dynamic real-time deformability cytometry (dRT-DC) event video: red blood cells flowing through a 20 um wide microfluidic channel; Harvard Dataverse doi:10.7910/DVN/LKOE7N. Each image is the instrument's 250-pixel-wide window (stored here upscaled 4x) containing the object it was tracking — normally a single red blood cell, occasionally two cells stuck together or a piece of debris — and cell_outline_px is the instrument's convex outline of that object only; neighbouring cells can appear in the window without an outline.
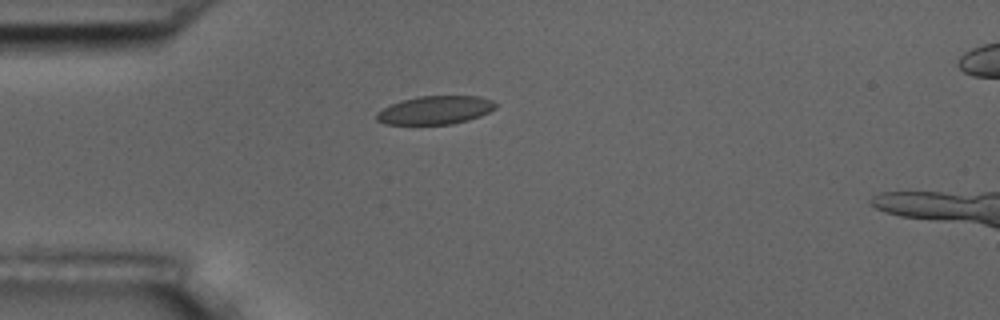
{"species": "common noctule bat (a hibernating species)", "species_latin": "Nyctalus noctula", "temperature_condition": "room temperature", "stored_images_in_passage": 35, "camera_frame_rate_fps": 3000, "um_per_image_px": 0.085, "animal": {"sex": "male", "body_mass_g": 17.5, "forearm_length_mm": 52.3}, "frame": {"image": 1, "passage_image": 1, "time_ms": 0.0, "image_size_px": [1000, 320], "cell_outline_px": [[496, 108], [480, 116], [468, 120], [452, 124], [384, 124], [376, 120], [376, 112], [392, 104], [404, 100], [420, 96], [480, 96], [492, 100], [496, 104]], "centroid_in_image_um": [37.01, 9.36], "position_along_channel_um": 48.0, "area_um2": 19.54}}
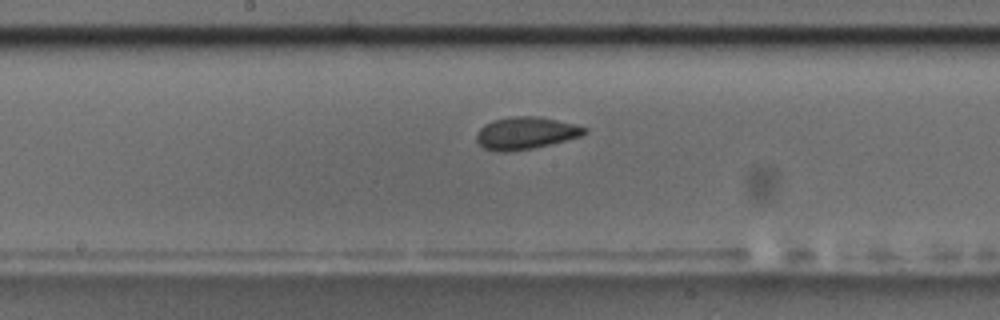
{"frame": {"image": 2, "passage_image": 15, "time_ms": 4.667, "image_size_px": [1000, 320], "cell_outline_px": [[588, 132], [580, 136], [532, 148], [504, 152], [492, 152], [484, 148], [476, 140], [476, 132], [484, 124], [492, 120], [512, 116], [536, 116], [556, 120], [588, 128]], "centroid_in_image_um": [44.62, 11.31], "position_along_channel_um": 203.6, "area_um2": 20.17}}
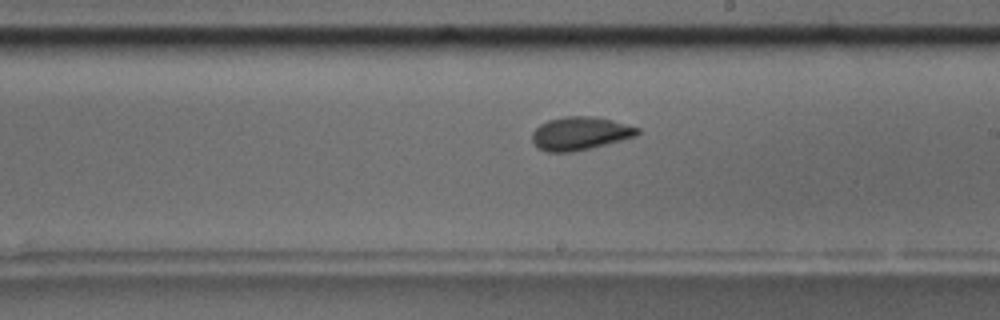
{"frame": {"image": 3, "passage_image": 18, "time_ms": 5.667, "image_size_px": [1000, 320], "cell_outline_px": [[640, 132], [636, 136], [572, 152], [548, 152], [536, 148], [532, 140], [532, 132], [540, 124], [548, 120], [564, 116], [596, 116], [640, 128]], "centroid_in_image_um": [49.26, 11.33], "position_along_channel_um": 239.7, "area_um2": 20.29}, "authors_computed_cell_mechanics": {"area_um2": 20.0566, "velocity_mm_per_s": 3.6372, "shape_relaxation_time_tau1_ms": null, "shape_relaxation_time_tau2_ms": 1.4595, "deformation_change_tau1": null, "deformation_change_tau2": 0.0502}}